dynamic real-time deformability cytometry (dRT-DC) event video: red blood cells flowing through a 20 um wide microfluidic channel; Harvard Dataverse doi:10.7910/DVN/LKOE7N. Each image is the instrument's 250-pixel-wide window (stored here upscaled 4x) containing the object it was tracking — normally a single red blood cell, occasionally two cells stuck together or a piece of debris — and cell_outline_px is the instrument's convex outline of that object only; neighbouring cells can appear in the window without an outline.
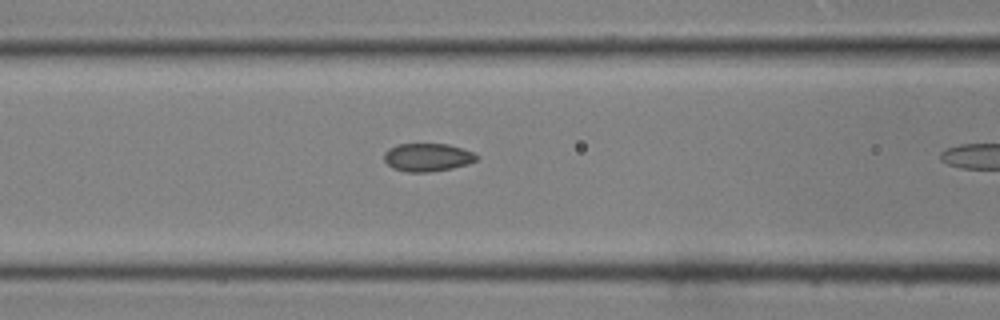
{"species": "common noctule bat (a hibernating species)", "species_latin": "Nyctalus noctula", "temperature_condition": "room temperature", "stored_images_in_passage": 10, "camera_frame_rate_fps": 3000, "um_per_image_px": 0.085, "animal": {"sex": "male", "body_mass_g": 19.0, "forearm_length_mm": 50.8}, "frame": {"image": 1, "passage_image": 9, "time_ms": 2.667, "image_size_px": [1000, 320], "cell_outline_px": [[480, 156], [476, 160], [468, 164], [452, 168], [428, 172], [408, 172], [392, 168], [384, 160], [384, 152], [388, 148], [396, 144], [448, 144], [472, 152]], "centroid_in_image_um": [36.31, 13.37], "position_along_channel_um": 130.3, "area_um2": 15.14}}